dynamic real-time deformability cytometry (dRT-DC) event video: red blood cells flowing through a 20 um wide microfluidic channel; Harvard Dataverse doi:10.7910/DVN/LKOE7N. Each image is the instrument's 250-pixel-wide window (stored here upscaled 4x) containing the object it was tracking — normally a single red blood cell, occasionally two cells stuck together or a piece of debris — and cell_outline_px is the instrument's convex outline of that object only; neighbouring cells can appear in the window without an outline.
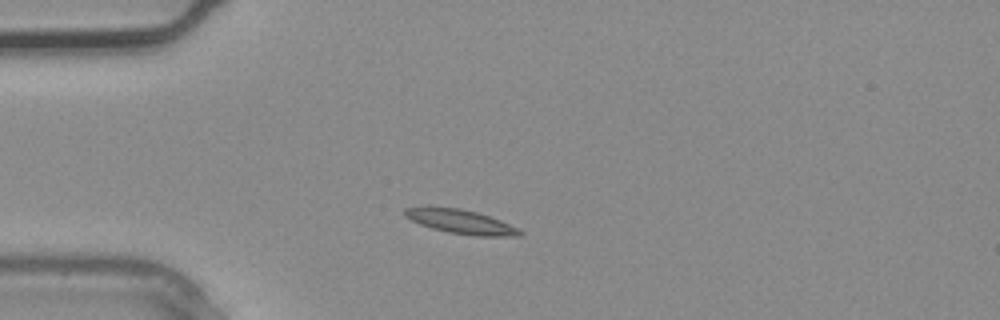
{"species": "common noctule bat (a hibernating species)", "species_latin": "Nyctalus noctula", "temperature_condition": "warm", "stored_images_in_passage": 1, "camera_frame_rate_fps": 3000, "um_per_image_px": 0.085, "animal": {"sex": "male", "body_mass_g": 20.4}, "frame": {"image": 1, "passage_image": 1, "time_ms": 0.0, "image_size_px": [1000, 320], "cell_outline_px": [[524, 232], [520, 236], [476, 236], [448, 232], [432, 228], [420, 224], [404, 216], [404, 208], [428, 204], [460, 208], [476, 212], [500, 220]], "centroid_in_image_um": [39.07, 18.8], "position_along_channel_um": 45.9, "area_um2": 16.47}}